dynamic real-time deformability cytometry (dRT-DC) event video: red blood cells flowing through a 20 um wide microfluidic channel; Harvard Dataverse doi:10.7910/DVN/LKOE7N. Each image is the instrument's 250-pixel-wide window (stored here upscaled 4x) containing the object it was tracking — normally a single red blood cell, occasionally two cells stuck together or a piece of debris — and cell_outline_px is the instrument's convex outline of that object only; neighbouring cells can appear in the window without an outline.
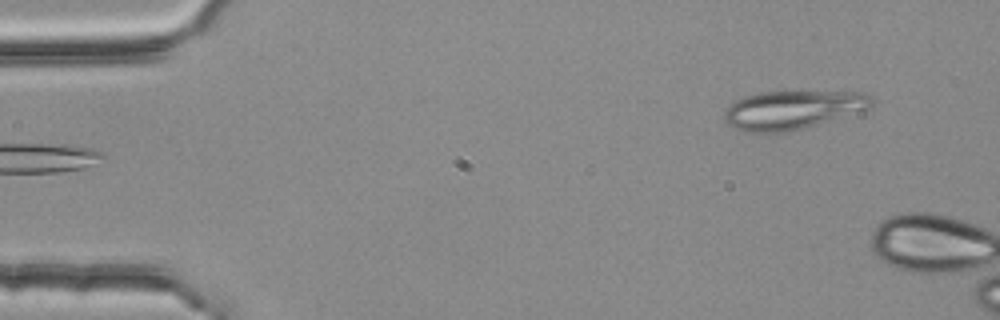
{"species": "common noctule bat (a hibernating species)", "species_latin": "Nyctalus noctula", "temperature_condition": "room temperature", "stored_images_in_passage": 3, "camera_frame_rate_fps": 3000, "um_per_image_px": 0.085, "animal": {"sex": "female", "body_mass_g": 25.1}, "frame": {"image": 1, "passage_image": 3, "time_ms": 0.667, "image_size_px": [1000, 320], "cell_outline_px": [[872, 104], [868, 108], [804, 128], [780, 132], [744, 132], [728, 124], [724, 120], [724, 112], [728, 104], [744, 96], [760, 92], [864, 92], [872, 96]], "centroid_in_image_um": [67.3, 9.33], "position_along_channel_um": 17.7, "area_um2": 32.71}}